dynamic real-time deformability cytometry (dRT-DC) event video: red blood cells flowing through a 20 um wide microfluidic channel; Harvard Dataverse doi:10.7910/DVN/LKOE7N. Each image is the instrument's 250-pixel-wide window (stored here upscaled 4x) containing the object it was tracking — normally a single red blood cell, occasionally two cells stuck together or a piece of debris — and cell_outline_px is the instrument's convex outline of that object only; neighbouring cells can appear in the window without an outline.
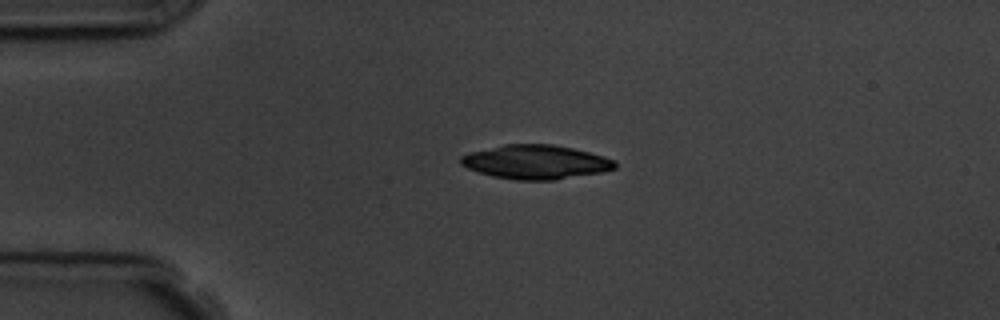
{"species": "common noctule bat (a hibernating species)", "species_latin": "Nyctalus noctula", "temperature_condition": "room temperature", "stored_images_in_passage": 4, "camera_frame_rate_fps": 3000, "um_per_image_px": 0.085, "animal": {"sex": "male", "body_mass_g": 19.5, "forearm_length_mm": 54.6}, "frame": {"image": 1, "passage_image": 2, "time_ms": 1.0, "image_size_px": [1000, 320], "cell_outline_px": [[616, 168], [604, 172], [556, 180], [516, 180], [492, 176], [468, 168], [460, 164], [460, 156], [468, 152], [504, 144], [552, 144], [572, 148], [588, 152], [616, 160]], "centroid_in_image_um": [45.54, 13.77], "position_along_channel_um": 39.5, "area_um2": 30.75}}